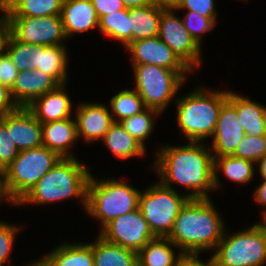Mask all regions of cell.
Masks as SVG:
<instances>
[{
    "label": "cell",
    "mask_w": 266,
    "mask_h": 266,
    "mask_svg": "<svg viewBox=\"0 0 266 266\" xmlns=\"http://www.w3.org/2000/svg\"><path fill=\"white\" fill-rule=\"evenodd\" d=\"M155 160L151 168L157 179L165 186L175 185L187 190L184 193L192 199H211L214 188V158L205 142L172 145L161 144L154 151Z\"/></svg>",
    "instance_id": "1"
},
{
    "label": "cell",
    "mask_w": 266,
    "mask_h": 266,
    "mask_svg": "<svg viewBox=\"0 0 266 266\" xmlns=\"http://www.w3.org/2000/svg\"><path fill=\"white\" fill-rule=\"evenodd\" d=\"M219 211L212 198H190L178 213L168 238L183 253L211 254L227 228Z\"/></svg>",
    "instance_id": "2"
},
{
    "label": "cell",
    "mask_w": 266,
    "mask_h": 266,
    "mask_svg": "<svg viewBox=\"0 0 266 266\" xmlns=\"http://www.w3.org/2000/svg\"><path fill=\"white\" fill-rule=\"evenodd\" d=\"M78 158H61L33 188L15 205H50L65 200H79L86 212L88 182L92 174L91 166ZM89 166V167H88Z\"/></svg>",
    "instance_id": "3"
},
{
    "label": "cell",
    "mask_w": 266,
    "mask_h": 266,
    "mask_svg": "<svg viewBox=\"0 0 266 266\" xmlns=\"http://www.w3.org/2000/svg\"><path fill=\"white\" fill-rule=\"evenodd\" d=\"M197 82L190 92L178 94L175 119L182 141L205 143L213 136L222 104L228 99V89L209 88Z\"/></svg>",
    "instance_id": "4"
},
{
    "label": "cell",
    "mask_w": 266,
    "mask_h": 266,
    "mask_svg": "<svg viewBox=\"0 0 266 266\" xmlns=\"http://www.w3.org/2000/svg\"><path fill=\"white\" fill-rule=\"evenodd\" d=\"M141 190L126 180L98 178L91 174L88 182L86 214L98 221L100 232L109 222L139 207Z\"/></svg>",
    "instance_id": "5"
},
{
    "label": "cell",
    "mask_w": 266,
    "mask_h": 266,
    "mask_svg": "<svg viewBox=\"0 0 266 266\" xmlns=\"http://www.w3.org/2000/svg\"><path fill=\"white\" fill-rule=\"evenodd\" d=\"M61 157L45 146L19 151L0 175V191L9 206H15Z\"/></svg>",
    "instance_id": "6"
},
{
    "label": "cell",
    "mask_w": 266,
    "mask_h": 266,
    "mask_svg": "<svg viewBox=\"0 0 266 266\" xmlns=\"http://www.w3.org/2000/svg\"><path fill=\"white\" fill-rule=\"evenodd\" d=\"M227 229L210 254L216 266H266V234L256 222L233 233Z\"/></svg>",
    "instance_id": "7"
},
{
    "label": "cell",
    "mask_w": 266,
    "mask_h": 266,
    "mask_svg": "<svg viewBox=\"0 0 266 266\" xmlns=\"http://www.w3.org/2000/svg\"><path fill=\"white\" fill-rule=\"evenodd\" d=\"M134 87L146 108L166 112L187 81L176 71L151 64L131 65Z\"/></svg>",
    "instance_id": "8"
},
{
    "label": "cell",
    "mask_w": 266,
    "mask_h": 266,
    "mask_svg": "<svg viewBox=\"0 0 266 266\" xmlns=\"http://www.w3.org/2000/svg\"><path fill=\"white\" fill-rule=\"evenodd\" d=\"M152 183L141 190L139 209L156 237H168L178 213L190 198L184 190L172 189L159 180Z\"/></svg>",
    "instance_id": "9"
},
{
    "label": "cell",
    "mask_w": 266,
    "mask_h": 266,
    "mask_svg": "<svg viewBox=\"0 0 266 266\" xmlns=\"http://www.w3.org/2000/svg\"><path fill=\"white\" fill-rule=\"evenodd\" d=\"M158 37L195 75L197 70L200 71L203 48L188 33L176 9L162 10Z\"/></svg>",
    "instance_id": "10"
},
{
    "label": "cell",
    "mask_w": 266,
    "mask_h": 266,
    "mask_svg": "<svg viewBox=\"0 0 266 266\" xmlns=\"http://www.w3.org/2000/svg\"><path fill=\"white\" fill-rule=\"evenodd\" d=\"M9 33L18 41L38 46L68 45L61 16L7 17ZM66 42V43H65Z\"/></svg>",
    "instance_id": "11"
},
{
    "label": "cell",
    "mask_w": 266,
    "mask_h": 266,
    "mask_svg": "<svg viewBox=\"0 0 266 266\" xmlns=\"http://www.w3.org/2000/svg\"><path fill=\"white\" fill-rule=\"evenodd\" d=\"M106 241L138 253L156 238L139 207L109 222L99 233Z\"/></svg>",
    "instance_id": "12"
},
{
    "label": "cell",
    "mask_w": 266,
    "mask_h": 266,
    "mask_svg": "<svg viewBox=\"0 0 266 266\" xmlns=\"http://www.w3.org/2000/svg\"><path fill=\"white\" fill-rule=\"evenodd\" d=\"M124 50L128 52L131 65L161 66L178 72L186 81L194 75L158 36L133 41Z\"/></svg>",
    "instance_id": "13"
},
{
    "label": "cell",
    "mask_w": 266,
    "mask_h": 266,
    "mask_svg": "<svg viewBox=\"0 0 266 266\" xmlns=\"http://www.w3.org/2000/svg\"><path fill=\"white\" fill-rule=\"evenodd\" d=\"M74 118L78 139L84 143H97L114 123L107 104L84 101L75 103Z\"/></svg>",
    "instance_id": "14"
},
{
    "label": "cell",
    "mask_w": 266,
    "mask_h": 266,
    "mask_svg": "<svg viewBox=\"0 0 266 266\" xmlns=\"http://www.w3.org/2000/svg\"><path fill=\"white\" fill-rule=\"evenodd\" d=\"M236 107L227 99L221 107L210 147L213 157L230 156L245 136Z\"/></svg>",
    "instance_id": "15"
},
{
    "label": "cell",
    "mask_w": 266,
    "mask_h": 266,
    "mask_svg": "<svg viewBox=\"0 0 266 266\" xmlns=\"http://www.w3.org/2000/svg\"><path fill=\"white\" fill-rule=\"evenodd\" d=\"M6 125L19 151L43 146L42 124L26 108L19 107L16 111L0 116Z\"/></svg>",
    "instance_id": "16"
},
{
    "label": "cell",
    "mask_w": 266,
    "mask_h": 266,
    "mask_svg": "<svg viewBox=\"0 0 266 266\" xmlns=\"http://www.w3.org/2000/svg\"><path fill=\"white\" fill-rule=\"evenodd\" d=\"M69 84L59 85L56 89L35 99L26 107L41 123L60 121L74 116L75 107L68 90Z\"/></svg>",
    "instance_id": "17"
},
{
    "label": "cell",
    "mask_w": 266,
    "mask_h": 266,
    "mask_svg": "<svg viewBox=\"0 0 266 266\" xmlns=\"http://www.w3.org/2000/svg\"><path fill=\"white\" fill-rule=\"evenodd\" d=\"M59 85L49 74L32 69L19 71L10 91L18 107H28L35 99L56 89Z\"/></svg>",
    "instance_id": "18"
},
{
    "label": "cell",
    "mask_w": 266,
    "mask_h": 266,
    "mask_svg": "<svg viewBox=\"0 0 266 266\" xmlns=\"http://www.w3.org/2000/svg\"><path fill=\"white\" fill-rule=\"evenodd\" d=\"M61 18L69 41L75 35L98 29L99 18L91 0H63Z\"/></svg>",
    "instance_id": "19"
},
{
    "label": "cell",
    "mask_w": 266,
    "mask_h": 266,
    "mask_svg": "<svg viewBox=\"0 0 266 266\" xmlns=\"http://www.w3.org/2000/svg\"><path fill=\"white\" fill-rule=\"evenodd\" d=\"M42 141L43 146L56 152L61 158H78L73 151L79 141L74 116L42 124Z\"/></svg>",
    "instance_id": "20"
},
{
    "label": "cell",
    "mask_w": 266,
    "mask_h": 266,
    "mask_svg": "<svg viewBox=\"0 0 266 266\" xmlns=\"http://www.w3.org/2000/svg\"><path fill=\"white\" fill-rule=\"evenodd\" d=\"M238 93L228 89V100L236 107L245 134L255 137L266 135V106Z\"/></svg>",
    "instance_id": "21"
},
{
    "label": "cell",
    "mask_w": 266,
    "mask_h": 266,
    "mask_svg": "<svg viewBox=\"0 0 266 266\" xmlns=\"http://www.w3.org/2000/svg\"><path fill=\"white\" fill-rule=\"evenodd\" d=\"M68 45L37 46L33 69L41 70L52 76L60 85L69 84Z\"/></svg>",
    "instance_id": "22"
},
{
    "label": "cell",
    "mask_w": 266,
    "mask_h": 266,
    "mask_svg": "<svg viewBox=\"0 0 266 266\" xmlns=\"http://www.w3.org/2000/svg\"><path fill=\"white\" fill-rule=\"evenodd\" d=\"M56 245L49 253L41 255L49 266H94L93 250L88 241L64 240Z\"/></svg>",
    "instance_id": "23"
},
{
    "label": "cell",
    "mask_w": 266,
    "mask_h": 266,
    "mask_svg": "<svg viewBox=\"0 0 266 266\" xmlns=\"http://www.w3.org/2000/svg\"><path fill=\"white\" fill-rule=\"evenodd\" d=\"M214 158V188L215 191H221L223 179L220 177V173L224 175V179L227 177L230 182L238 184L239 186H246L252 180L256 178L255 163L247 160L230 156L213 157Z\"/></svg>",
    "instance_id": "24"
},
{
    "label": "cell",
    "mask_w": 266,
    "mask_h": 266,
    "mask_svg": "<svg viewBox=\"0 0 266 266\" xmlns=\"http://www.w3.org/2000/svg\"><path fill=\"white\" fill-rule=\"evenodd\" d=\"M101 141V144L103 143L118 160L145 158L148 155L147 149L132 137L120 122H114Z\"/></svg>",
    "instance_id": "25"
},
{
    "label": "cell",
    "mask_w": 266,
    "mask_h": 266,
    "mask_svg": "<svg viewBox=\"0 0 266 266\" xmlns=\"http://www.w3.org/2000/svg\"><path fill=\"white\" fill-rule=\"evenodd\" d=\"M182 253L168 237H156L137 253V263L138 266H175Z\"/></svg>",
    "instance_id": "26"
},
{
    "label": "cell",
    "mask_w": 266,
    "mask_h": 266,
    "mask_svg": "<svg viewBox=\"0 0 266 266\" xmlns=\"http://www.w3.org/2000/svg\"><path fill=\"white\" fill-rule=\"evenodd\" d=\"M88 243L93 250L94 266H138L136 252L110 243L98 233Z\"/></svg>",
    "instance_id": "27"
},
{
    "label": "cell",
    "mask_w": 266,
    "mask_h": 266,
    "mask_svg": "<svg viewBox=\"0 0 266 266\" xmlns=\"http://www.w3.org/2000/svg\"><path fill=\"white\" fill-rule=\"evenodd\" d=\"M162 10L155 4L129 9L131 42L158 36Z\"/></svg>",
    "instance_id": "28"
},
{
    "label": "cell",
    "mask_w": 266,
    "mask_h": 266,
    "mask_svg": "<svg viewBox=\"0 0 266 266\" xmlns=\"http://www.w3.org/2000/svg\"><path fill=\"white\" fill-rule=\"evenodd\" d=\"M98 29L104 38L118 41L125 49L131 43L129 9L124 8L102 16L99 19Z\"/></svg>",
    "instance_id": "29"
},
{
    "label": "cell",
    "mask_w": 266,
    "mask_h": 266,
    "mask_svg": "<svg viewBox=\"0 0 266 266\" xmlns=\"http://www.w3.org/2000/svg\"><path fill=\"white\" fill-rule=\"evenodd\" d=\"M109 109L114 122H121L127 117L134 116L146 109V106L133 88L117 91L109 100Z\"/></svg>",
    "instance_id": "30"
},
{
    "label": "cell",
    "mask_w": 266,
    "mask_h": 266,
    "mask_svg": "<svg viewBox=\"0 0 266 266\" xmlns=\"http://www.w3.org/2000/svg\"><path fill=\"white\" fill-rule=\"evenodd\" d=\"M161 113L158 110L146 108L142 112L123 119L120 124L125 130L134 137L140 144L146 149V144L152 136L154 129L157 126L156 121L158 117H161Z\"/></svg>",
    "instance_id": "31"
},
{
    "label": "cell",
    "mask_w": 266,
    "mask_h": 266,
    "mask_svg": "<svg viewBox=\"0 0 266 266\" xmlns=\"http://www.w3.org/2000/svg\"><path fill=\"white\" fill-rule=\"evenodd\" d=\"M63 0H22L7 17L61 16Z\"/></svg>",
    "instance_id": "32"
},
{
    "label": "cell",
    "mask_w": 266,
    "mask_h": 266,
    "mask_svg": "<svg viewBox=\"0 0 266 266\" xmlns=\"http://www.w3.org/2000/svg\"><path fill=\"white\" fill-rule=\"evenodd\" d=\"M37 46L35 44L22 43L8 33L4 45V52L10 57L18 71H31L33 69L35 49Z\"/></svg>",
    "instance_id": "33"
},
{
    "label": "cell",
    "mask_w": 266,
    "mask_h": 266,
    "mask_svg": "<svg viewBox=\"0 0 266 266\" xmlns=\"http://www.w3.org/2000/svg\"><path fill=\"white\" fill-rule=\"evenodd\" d=\"M22 227L25 229V226L19 225L18 222L11 223L0 220V266H4L5 264L14 266L11 263L13 260L11 258L12 249L16 243L17 235L23 230Z\"/></svg>",
    "instance_id": "34"
},
{
    "label": "cell",
    "mask_w": 266,
    "mask_h": 266,
    "mask_svg": "<svg viewBox=\"0 0 266 266\" xmlns=\"http://www.w3.org/2000/svg\"><path fill=\"white\" fill-rule=\"evenodd\" d=\"M182 17L184 26L195 42L202 48L203 38L214 32L217 25L211 18L201 16L192 11H185Z\"/></svg>",
    "instance_id": "35"
},
{
    "label": "cell",
    "mask_w": 266,
    "mask_h": 266,
    "mask_svg": "<svg viewBox=\"0 0 266 266\" xmlns=\"http://www.w3.org/2000/svg\"><path fill=\"white\" fill-rule=\"evenodd\" d=\"M232 155L256 163L266 155V135L255 137L245 134Z\"/></svg>",
    "instance_id": "36"
},
{
    "label": "cell",
    "mask_w": 266,
    "mask_h": 266,
    "mask_svg": "<svg viewBox=\"0 0 266 266\" xmlns=\"http://www.w3.org/2000/svg\"><path fill=\"white\" fill-rule=\"evenodd\" d=\"M19 150L17 149L11 133H9L6 125L0 120V175L17 157Z\"/></svg>",
    "instance_id": "37"
},
{
    "label": "cell",
    "mask_w": 266,
    "mask_h": 266,
    "mask_svg": "<svg viewBox=\"0 0 266 266\" xmlns=\"http://www.w3.org/2000/svg\"><path fill=\"white\" fill-rule=\"evenodd\" d=\"M215 2V0H180L176 10L181 13L182 11H192L201 16L211 18L217 24L218 10Z\"/></svg>",
    "instance_id": "38"
},
{
    "label": "cell",
    "mask_w": 266,
    "mask_h": 266,
    "mask_svg": "<svg viewBox=\"0 0 266 266\" xmlns=\"http://www.w3.org/2000/svg\"><path fill=\"white\" fill-rule=\"evenodd\" d=\"M18 73L19 71L13 65L10 57L3 51L0 54V84L11 89Z\"/></svg>",
    "instance_id": "39"
},
{
    "label": "cell",
    "mask_w": 266,
    "mask_h": 266,
    "mask_svg": "<svg viewBox=\"0 0 266 266\" xmlns=\"http://www.w3.org/2000/svg\"><path fill=\"white\" fill-rule=\"evenodd\" d=\"M97 17L112 14L125 8L123 0H91Z\"/></svg>",
    "instance_id": "40"
},
{
    "label": "cell",
    "mask_w": 266,
    "mask_h": 266,
    "mask_svg": "<svg viewBox=\"0 0 266 266\" xmlns=\"http://www.w3.org/2000/svg\"><path fill=\"white\" fill-rule=\"evenodd\" d=\"M200 255L202 253H182L175 266H216L212 256L204 260Z\"/></svg>",
    "instance_id": "41"
},
{
    "label": "cell",
    "mask_w": 266,
    "mask_h": 266,
    "mask_svg": "<svg viewBox=\"0 0 266 266\" xmlns=\"http://www.w3.org/2000/svg\"><path fill=\"white\" fill-rule=\"evenodd\" d=\"M18 108V105L12 98L10 89L0 84V116L16 111Z\"/></svg>",
    "instance_id": "42"
},
{
    "label": "cell",
    "mask_w": 266,
    "mask_h": 266,
    "mask_svg": "<svg viewBox=\"0 0 266 266\" xmlns=\"http://www.w3.org/2000/svg\"><path fill=\"white\" fill-rule=\"evenodd\" d=\"M255 187L251 197H253V201L257 206H261L262 210L259 211L261 213L266 210V180H261V183L257 184V186L255 185Z\"/></svg>",
    "instance_id": "43"
},
{
    "label": "cell",
    "mask_w": 266,
    "mask_h": 266,
    "mask_svg": "<svg viewBox=\"0 0 266 266\" xmlns=\"http://www.w3.org/2000/svg\"><path fill=\"white\" fill-rule=\"evenodd\" d=\"M9 33V25L7 16L1 12L0 14V54L4 51V45Z\"/></svg>",
    "instance_id": "44"
},
{
    "label": "cell",
    "mask_w": 266,
    "mask_h": 266,
    "mask_svg": "<svg viewBox=\"0 0 266 266\" xmlns=\"http://www.w3.org/2000/svg\"><path fill=\"white\" fill-rule=\"evenodd\" d=\"M22 0H0V12L10 13Z\"/></svg>",
    "instance_id": "45"
},
{
    "label": "cell",
    "mask_w": 266,
    "mask_h": 266,
    "mask_svg": "<svg viewBox=\"0 0 266 266\" xmlns=\"http://www.w3.org/2000/svg\"><path fill=\"white\" fill-rule=\"evenodd\" d=\"M153 3L164 10L176 9L180 0H152Z\"/></svg>",
    "instance_id": "46"
},
{
    "label": "cell",
    "mask_w": 266,
    "mask_h": 266,
    "mask_svg": "<svg viewBox=\"0 0 266 266\" xmlns=\"http://www.w3.org/2000/svg\"><path fill=\"white\" fill-rule=\"evenodd\" d=\"M125 8L147 7L154 4L152 0H123Z\"/></svg>",
    "instance_id": "47"
},
{
    "label": "cell",
    "mask_w": 266,
    "mask_h": 266,
    "mask_svg": "<svg viewBox=\"0 0 266 266\" xmlns=\"http://www.w3.org/2000/svg\"><path fill=\"white\" fill-rule=\"evenodd\" d=\"M255 168L258 170V178L261 176L259 179L266 180V155L255 163Z\"/></svg>",
    "instance_id": "48"
},
{
    "label": "cell",
    "mask_w": 266,
    "mask_h": 266,
    "mask_svg": "<svg viewBox=\"0 0 266 266\" xmlns=\"http://www.w3.org/2000/svg\"><path fill=\"white\" fill-rule=\"evenodd\" d=\"M260 216H261L260 220L261 222L258 221L256 223L262 228V230L266 234V210L262 211Z\"/></svg>",
    "instance_id": "49"
},
{
    "label": "cell",
    "mask_w": 266,
    "mask_h": 266,
    "mask_svg": "<svg viewBox=\"0 0 266 266\" xmlns=\"http://www.w3.org/2000/svg\"><path fill=\"white\" fill-rule=\"evenodd\" d=\"M39 259H35L33 261H30L28 263H25L23 266H43V259L41 257H38Z\"/></svg>",
    "instance_id": "50"
},
{
    "label": "cell",
    "mask_w": 266,
    "mask_h": 266,
    "mask_svg": "<svg viewBox=\"0 0 266 266\" xmlns=\"http://www.w3.org/2000/svg\"><path fill=\"white\" fill-rule=\"evenodd\" d=\"M1 202L3 203V202H5V201L3 200L2 195H1V191H0V206H2V205H1L2 203H1Z\"/></svg>",
    "instance_id": "51"
},
{
    "label": "cell",
    "mask_w": 266,
    "mask_h": 266,
    "mask_svg": "<svg viewBox=\"0 0 266 266\" xmlns=\"http://www.w3.org/2000/svg\"><path fill=\"white\" fill-rule=\"evenodd\" d=\"M43 266H49V265L43 260Z\"/></svg>",
    "instance_id": "52"
}]
</instances>
